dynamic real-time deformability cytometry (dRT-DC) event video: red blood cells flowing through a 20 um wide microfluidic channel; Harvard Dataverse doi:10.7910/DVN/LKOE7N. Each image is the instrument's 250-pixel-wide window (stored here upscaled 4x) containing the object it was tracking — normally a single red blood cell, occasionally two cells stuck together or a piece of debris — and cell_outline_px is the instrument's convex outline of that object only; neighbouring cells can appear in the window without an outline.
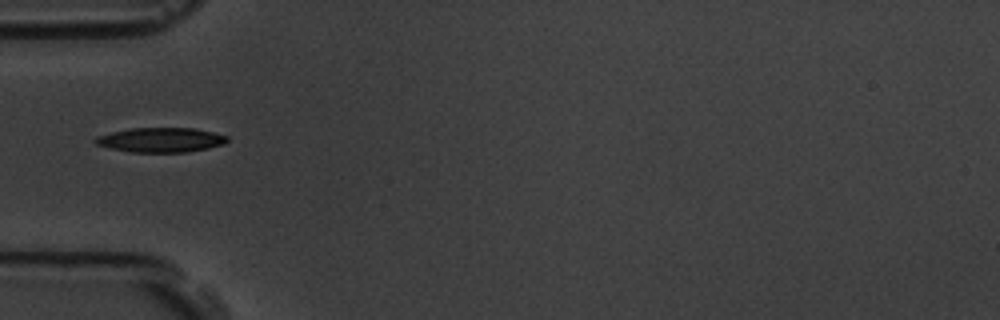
{"species": "common noctule bat (a hibernating species)", "species_latin": "Nyctalus noctula", "temperature_condition": "room temperature", "stored_images_in_passage": 3, "camera_frame_rate_fps": 3000, "um_per_image_px": 0.085, "animal": {"sex": "male", "body_mass_g": 19.5, "forearm_length_mm": 54.6}, "frame": {"image": 1, "passage_image": 1, "time_ms": 0.0, "image_size_px": [1000, 320], "cell_outline_px": [[228, 140], [224, 144], [208, 148], [188, 152], [132, 152], [112, 148], [96, 144], [92, 140], [96, 136], [128, 128], [196, 128], [228, 136]], "centroid_in_image_um": [13.67, 11.89], "position_along_channel_um": 71.3, "area_um2": 18.9}}
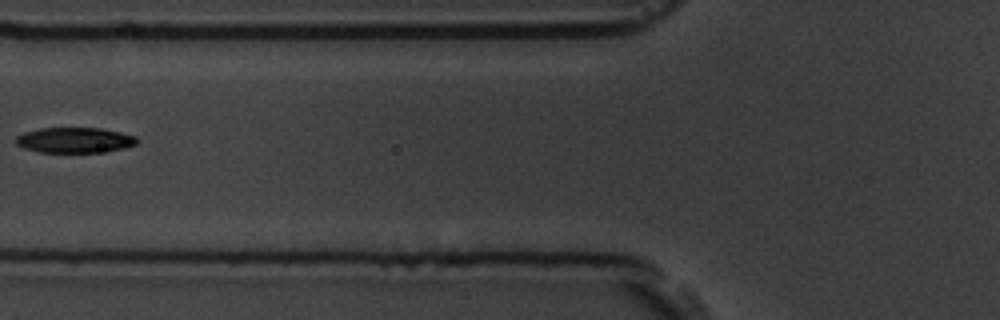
{"frame": {"image": 2, "passage_image": 2, "time_ms": 0.333, "image_size_px": [1000, 320], "cell_outline_px": [[140, 140], [136, 144], [124, 148], [104, 152], [40, 152], [24, 148], [16, 144], [16, 136], [24, 132], [36, 128], [104, 128], [136, 136]], "centroid_in_image_um": [6.36, 11.9], "position_along_channel_um": 119.4, "area_um2": 18.09}}
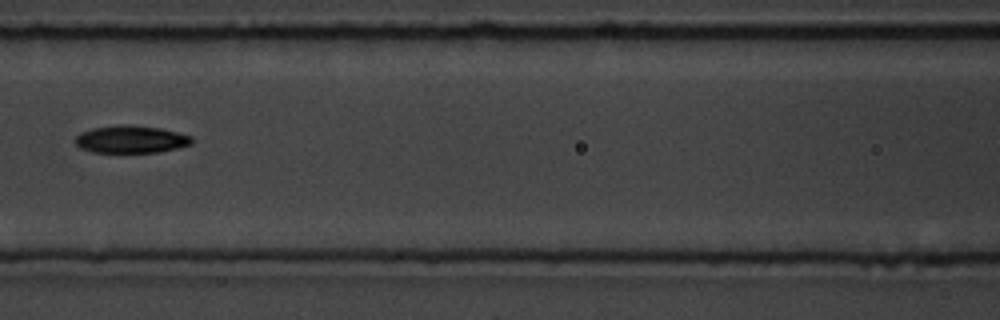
{"frame": {"image": 3, "passage_image": 3, "time_ms": 0.667, "image_size_px": [1000, 320], "cell_outline_px": [[192, 144], [176, 148], [156, 152], [92, 152], [80, 148], [76, 144], [76, 136], [80, 132], [92, 128], [120, 124], [128, 124], [160, 128], [192, 136]], "centroid_in_image_um": [11.11, 11.83], "position_along_channel_um": 155.5, "area_um2": 18.61}}